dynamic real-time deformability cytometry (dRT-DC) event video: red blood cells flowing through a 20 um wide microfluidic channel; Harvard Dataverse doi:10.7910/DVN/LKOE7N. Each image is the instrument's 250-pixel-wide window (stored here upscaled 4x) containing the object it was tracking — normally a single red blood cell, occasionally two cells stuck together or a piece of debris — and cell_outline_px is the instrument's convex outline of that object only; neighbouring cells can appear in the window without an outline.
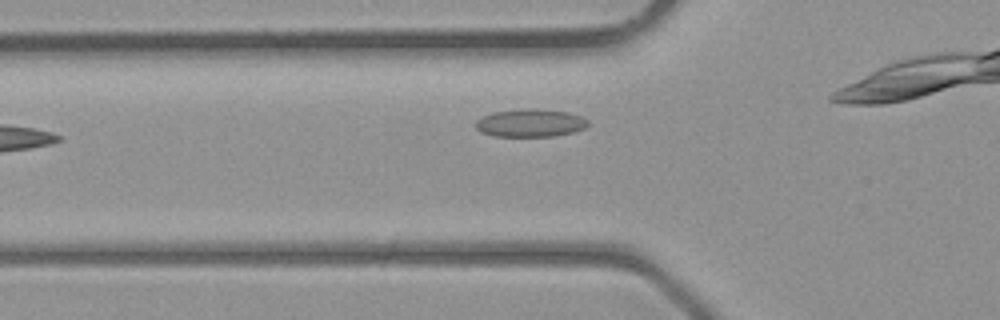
{"species": "common noctule bat (a hibernating species)", "species_latin": "Nyctalus noctula", "temperature_condition": "room temperature", "stored_images_in_passage": 6, "camera_frame_rate_fps": 3000, "um_per_image_px": 0.085, "animal": {"sex": "male", "body_mass_g": 23.1, "forearm_length_mm": 52.7}, "frame": {"image": 1, "passage_image": 5, "time_ms": 4.667, "image_size_px": [1000, 320], "cell_outline_px": [[588, 124], [584, 128], [572, 132], [556, 136], [492, 136], [480, 132], [476, 128], [476, 120], [492, 112], [524, 108], [536, 108], [568, 112], [580, 116], [588, 120]], "centroid_in_image_um": [45.06, 10.45], "position_along_channel_um": 80.7, "area_um2": 18.32}}